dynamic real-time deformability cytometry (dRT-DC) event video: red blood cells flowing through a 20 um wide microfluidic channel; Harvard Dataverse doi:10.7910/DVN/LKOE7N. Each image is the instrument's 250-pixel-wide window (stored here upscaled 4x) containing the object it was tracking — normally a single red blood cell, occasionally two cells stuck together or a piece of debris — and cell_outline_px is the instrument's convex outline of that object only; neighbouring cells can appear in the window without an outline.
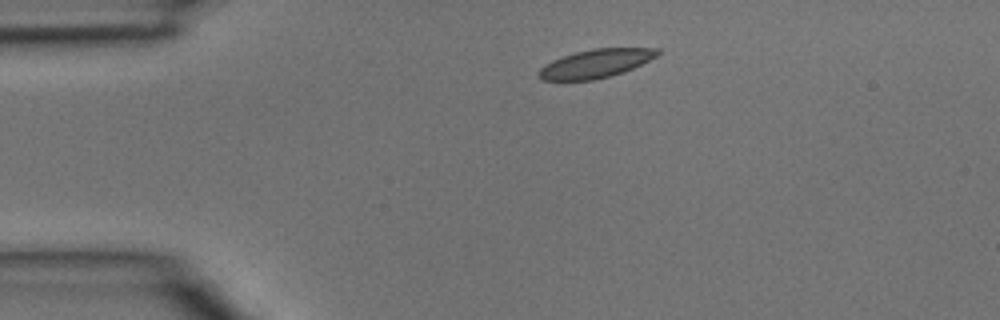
{"species": "common noctule bat (a hibernating species)", "species_latin": "Nyctalus noctula", "temperature_condition": "room temperature", "stored_images_in_passage": 2, "camera_frame_rate_fps": 3000, "um_per_image_px": 0.085, "animal": {"sex": "male", "body_mass_g": 15.6}, "frame": {"image": 1, "passage_image": 2, "time_ms": 0.333, "image_size_px": [1000, 320], "cell_outline_px": [[660, 52], [656, 56], [624, 72], [592, 80], [540, 80], [536, 76], [536, 72], [544, 64], [552, 60], [576, 52], [596, 48], [660, 48]], "centroid_in_image_um": [50.58, 5.4], "position_along_channel_um": 34.4, "area_um2": 19.59}}